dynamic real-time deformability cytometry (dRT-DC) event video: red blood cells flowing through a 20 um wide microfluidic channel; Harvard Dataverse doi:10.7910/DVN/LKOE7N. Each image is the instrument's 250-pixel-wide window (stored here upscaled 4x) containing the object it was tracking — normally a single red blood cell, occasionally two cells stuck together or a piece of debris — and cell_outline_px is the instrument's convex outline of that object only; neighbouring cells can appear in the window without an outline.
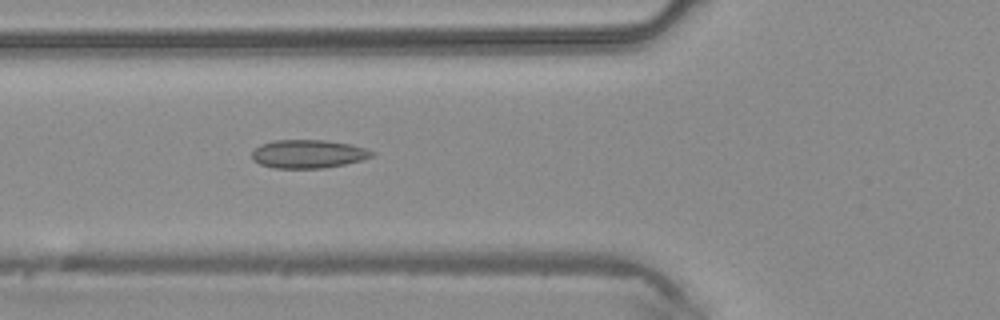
{"species": "common noctule bat (a hibernating species)", "species_latin": "Nyctalus noctula", "temperature_condition": "warm", "stored_images_in_passage": 31, "camera_frame_rate_fps": 3000, "um_per_image_px": 0.085, "animal": {"sex": "male", "body_mass_g": 20.4}, "frame": {"image": 1, "passage_image": 17, "time_ms": 5.333, "image_size_px": [1000, 320], "cell_outline_px": [[376, 152], [372, 156], [360, 160], [344, 164], [324, 168], [272, 168], [260, 164], [252, 160], [252, 152], [260, 144], [276, 140], [324, 140], [348, 144], [364, 148]], "centroid_in_image_um": [26.16, 13.09], "position_along_channel_um": 99.6, "area_um2": 19.71}}
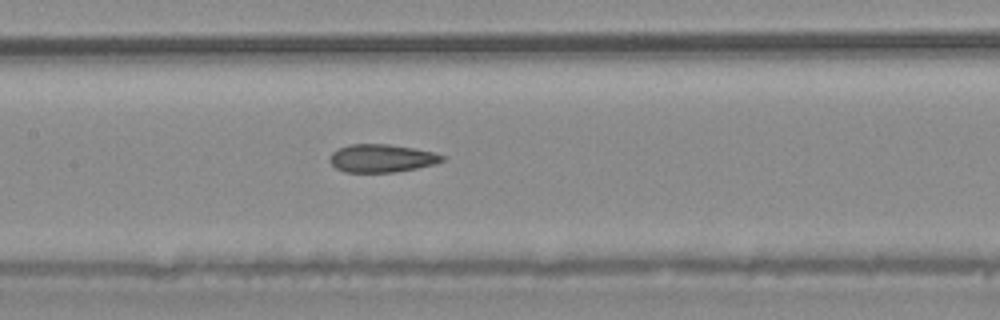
{"frame": {"image": 2, "passage_image": 22, "time_ms": 7.0, "image_size_px": [1000, 320], "cell_outline_px": [[444, 160], [436, 164], [416, 168], [392, 172], [344, 172], [336, 168], [328, 160], [328, 156], [332, 152], [340, 148], [352, 144], [388, 144], [412, 148], [432, 152], [444, 156]], "centroid_in_image_um": [32.41, 13.45], "position_along_channel_um": 175.0, "area_um2": 18.21}}
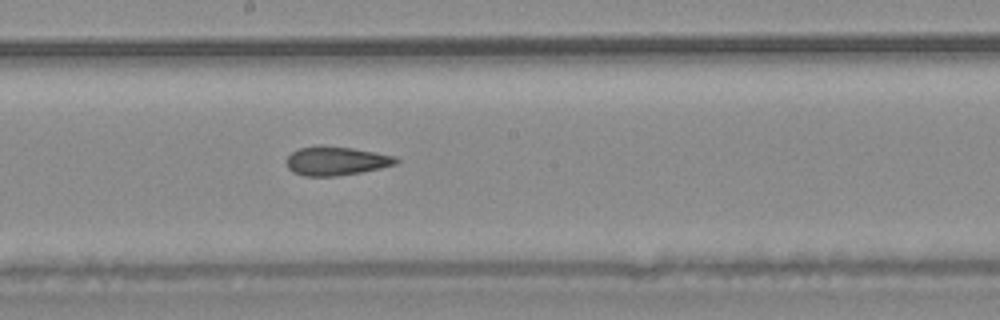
{"frame": {"image": 3, "passage_image": 25, "time_ms": 8.0, "image_size_px": [1000, 320], "cell_outline_px": [[400, 160], [396, 164], [380, 168], [360, 172], [336, 176], [304, 176], [292, 172], [288, 168], [288, 156], [292, 152], [300, 148], [316, 144], [320, 144], [352, 148], [376, 152], [396, 156]], "centroid_in_image_um": [28.58, 13.66], "position_along_channel_um": 219.6, "area_um2": 18.55}}